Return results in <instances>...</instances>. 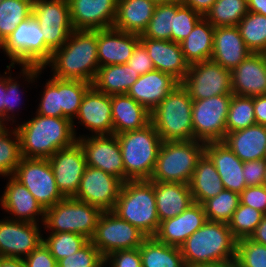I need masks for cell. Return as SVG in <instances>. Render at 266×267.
Instances as JSON below:
<instances>
[{
  "mask_svg": "<svg viewBox=\"0 0 266 267\" xmlns=\"http://www.w3.org/2000/svg\"><path fill=\"white\" fill-rule=\"evenodd\" d=\"M46 65L51 66L56 78L92 84L99 68L97 30H74L65 44L52 52L43 70Z\"/></svg>",
  "mask_w": 266,
  "mask_h": 267,
  "instance_id": "obj_1",
  "label": "cell"
},
{
  "mask_svg": "<svg viewBox=\"0 0 266 267\" xmlns=\"http://www.w3.org/2000/svg\"><path fill=\"white\" fill-rule=\"evenodd\" d=\"M236 249L228 223L209 220L180 246L186 267L234 264Z\"/></svg>",
  "mask_w": 266,
  "mask_h": 267,
  "instance_id": "obj_2",
  "label": "cell"
},
{
  "mask_svg": "<svg viewBox=\"0 0 266 267\" xmlns=\"http://www.w3.org/2000/svg\"><path fill=\"white\" fill-rule=\"evenodd\" d=\"M14 128L19 135L23 158L48 159L58 150L73 145L78 137L75 136L73 122L63 117L35 114V117Z\"/></svg>",
  "mask_w": 266,
  "mask_h": 267,
  "instance_id": "obj_3",
  "label": "cell"
},
{
  "mask_svg": "<svg viewBox=\"0 0 266 267\" xmlns=\"http://www.w3.org/2000/svg\"><path fill=\"white\" fill-rule=\"evenodd\" d=\"M11 60L7 65L9 74L15 64L22 66V76L28 83L35 82L42 73V67L50 60L52 51L45 45L43 32L33 16L21 22L7 40L0 46Z\"/></svg>",
  "mask_w": 266,
  "mask_h": 267,
  "instance_id": "obj_4",
  "label": "cell"
},
{
  "mask_svg": "<svg viewBox=\"0 0 266 267\" xmlns=\"http://www.w3.org/2000/svg\"><path fill=\"white\" fill-rule=\"evenodd\" d=\"M112 212L146 237H154L160 224L154 185L149 180L124 182Z\"/></svg>",
  "mask_w": 266,
  "mask_h": 267,
  "instance_id": "obj_5",
  "label": "cell"
},
{
  "mask_svg": "<svg viewBox=\"0 0 266 267\" xmlns=\"http://www.w3.org/2000/svg\"><path fill=\"white\" fill-rule=\"evenodd\" d=\"M125 169V182L149 180L162 140L152 123L140 130L117 134Z\"/></svg>",
  "mask_w": 266,
  "mask_h": 267,
  "instance_id": "obj_6",
  "label": "cell"
},
{
  "mask_svg": "<svg viewBox=\"0 0 266 267\" xmlns=\"http://www.w3.org/2000/svg\"><path fill=\"white\" fill-rule=\"evenodd\" d=\"M192 102L188 91L179 84L150 112L151 123L163 142L195 140Z\"/></svg>",
  "mask_w": 266,
  "mask_h": 267,
  "instance_id": "obj_7",
  "label": "cell"
},
{
  "mask_svg": "<svg viewBox=\"0 0 266 267\" xmlns=\"http://www.w3.org/2000/svg\"><path fill=\"white\" fill-rule=\"evenodd\" d=\"M204 147L197 140L162 142L149 181L189 184Z\"/></svg>",
  "mask_w": 266,
  "mask_h": 267,
  "instance_id": "obj_8",
  "label": "cell"
},
{
  "mask_svg": "<svg viewBox=\"0 0 266 267\" xmlns=\"http://www.w3.org/2000/svg\"><path fill=\"white\" fill-rule=\"evenodd\" d=\"M102 210L74 197H64L45 209L43 228L49 233L73 232L88 240L94 236Z\"/></svg>",
  "mask_w": 266,
  "mask_h": 267,
  "instance_id": "obj_9",
  "label": "cell"
},
{
  "mask_svg": "<svg viewBox=\"0 0 266 267\" xmlns=\"http://www.w3.org/2000/svg\"><path fill=\"white\" fill-rule=\"evenodd\" d=\"M232 94H222L192 102L194 138L203 143L223 141Z\"/></svg>",
  "mask_w": 266,
  "mask_h": 267,
  "instance_id": "obj_10",
  "label": "cell"
},
{
  "mask_svg": "<svg viewBox=\"0 0 266 267\" xmlns=\"http://www.w3.org/2000/svg\"><path fill=\"white\" fill-rule=\"evenodd\" d=\"M13 177L30 191L44 210L64 198L57 188L54 172L47 158L22 157Z\"/></svg>",
  "mask_w": 266,
  "mask_h": 267,
  "instance_id": "obj_11",
  "label": "cell"
},
{
  "mask_svg": "<svg viewBox=\"0 0 266 267\" xmlns=\"http://www.w3.org/2000/svg\"><path fill=\"white\" fill-rule=\"evenodd\" d=\"M146 236L112 211H103L91 242L103 258L117 250L139 248Z\"/></svg>",
  "mask_w": 266,
  "mask_h": 267,
  "instance_id": "obj_12",
  "label": "cell"
},
{
  "mask_svg": "<svg viewBox=\"0 0 266 267\" xmlns=\"http://www.w3.org/2000/svg\"><path fill=\"white\" fill-rule=\"evenodd\" d=\"M32 16L52 52L61 48L74 31L68 0H33Z\"/></svg>",
  "mask_w": 266,
  "mask_h": 267,
  "instance_id": "obj_13",
  "label": "cell"
},
{
  "mask_svg": "<svg viewBox=\"0 0 266 267\" xmlns=\"http://www.w3.org/2000/svg\"><path fill=\"white\" fill-rule=\"evenodd\" d=\"M181 84L193 100H203L222 94H233L231 70L212 60L191 64Z\"/></svg>",
  "mask_w": 266,
  "mask_h": 267,
  "instance_id": "obj_14",
  "label": "cell"
},
{
  "mask_svg": "<svg viewBox=\"0 0 266 267\" xmlns=\"http://www.w3.org/2000/svg\"><path fill=\"white\" fill-rule=\"evenodd\" d=\"M123 183L112 174L86 166L77 193L73 197L102 211H112Z\"/></svg>",
  "mask_w": 266,
  "mask_h": 267,
  "instance_id": "obj_15",
  "label": "cell"
},
{
  "mask_svg": "<svg viewBox=\"0 0 266 267\" xmlns=\"http://www.w3.org/2000/svg\"><path fill=\"white\" fill-rule=\"evenodd\" d=\"M84 150L86 165L98 168L125 182V169L116 135L77 137Z\"/></svg>",
  "mask_w": 266,
  "mask_h": 267,
  "instance_id": "obj_16",
  "label": "cell"
},
{
  "mask_svg": "<svg viewBox=\"0 0 266 267\" xmlns=\"http://www.w3.org/2000/svg\"><path fill=\"white\" fill-rule=\"evenodd\" d=\"M2 220V221H1ZM0 220V257L24 259L43 241L39 224Z\"/></svg>",
  "mask_w": 266,
  "mask_h": 267,
  "instance_id": "obj_17",
  "label": "cell"
},
{
  "mask_svg": "<svg viewBox=\"0 0 266 267\" xmlns=\"http://www.w3.org/2000/svg\"><path fill=\"white\" fill-rule=\"evenodd\" d=\"M58 190L64 197H73L86 168V158L80 143L58 150L48 158Z\"/></svg>",
  "mask_w": 266,
  "mask_h": 267,
  "instance_id": "obj_18",
  "label": "cell"
},
{
  "mask_svg": "<svg viewBox=\"0 0 266 267\" xmlns=\"http://www.w3.org/2000/svg\"><path fill=\"white\" fill-rule=\"evenodd\" d=\"M118 0H68L74 30L112 28Z\"/></svg>",
  "mask_w": 266,
  "mask_h": 267,
  "instance_id": "obj_19",
  "label": "cell"
},
{
  "mask_svg": "<svg viewBox=\"0 0 266 267\" xmlns=\"http://www.w3.org/2000/svg\"><path fill=\"white\" fill-rule=\"evenodd\" d=\"M75 119L94 136L113 135L111 95L99 92L91 86L82 98Z\"/></svg>",
  "mask_w": 266,
  "mask_h": 267,
  "instance_id": "obj_20",
  "label": "cell"
},
{
  "mask_svg": "<svg viewBox=\"0 0 266 267\" xmlns=\"http://www.w3.org/2000/svg\"><path fill=\"white\" fill-rule=\"evenodd\" d=\"M232 92L239 96L266 95V54L251 53L231 70Z\"/></svg>",
  "mask_w": 266,
  "mask_h": 267,
  "instance_id": "obj_21",
  "label": "cell"
},
{
  "mask_svg": "<svg viewBox=\"0 0 266 267\" xmlns=\"http://www.w3.org/2000/svg\"><path fill=\"white\" fill-rule=\"evenodd\" d=\"M206 221L203 205L194 202L180 215L161 221L154 237L164 244L180 247Z\"/></svg>",
  "mask_w": 266,
  "mask_h": 267,
  "instance_id": "obj_22",
  "label": "cell"
},
{
  "mask_svg": "<svg viewBox=\"0 0 266 267\" xmlns=\"http://www.w3.org/2000/svg\"><path fill=\"white\" fill-rule=\"evenodd\" d=\"M6 178L9 180L0 198V204L2 209L13 216L9 215V219L39 224L37 222H39L40 215L42 216L40 220L43 223L45 210L35 197L13 176Z\"/></svg>",
  "mask_w": 266,
  "mask_h": 267,
  "instance_id": "obj_23",
  "label": "cell"
},
{
  "mask_svg": "<svg viewBox=\"0 0 266 267\" xmlns=\"http://www.w3.org/2000/svg\"><path fill=\"white\" fill-rule=\"evenodd\" d=\"M140 42V35L115 28L97 30V55L99 67L127 64L133 49Z\"/></svg>",
  "mask_w": 266,
  "mask_h": 267,
  "instance_id": "obj_24",
  "label": "cell"
},
{
  "mask_svg": "<svg viewBox=\"0 0 266 267\" xmlns=\"http://www.w3.org/2000/svg\"><path fill=\"white\" fill-rule=\"evenodd\" d=\"M204 153L213 162L224 189L240 194L247 186L243 166L234 152L223 141L205 143Z\"/></svg>",
  "mask_w": 266,
  "mask_h": 267,
  "instance_id": "obj_25",
  "label": "cell"
},
{
  "mask_svg": "<svg viewBox=\"0 0 266 267\" xmlns=\"http://www.w3.org/2000/svg\"><path fill=\"white\" fill-rule=\"evenodd\" d=\"M179 84L172 75L155 69L139 76L127 94L151 112Z\"/></svg>",
  "mask_w": 266,
  "mask_h": 267,
  "instance_id": "obj_26",
  "label": "cell"
},
{
  "mask_svg": "<svg viewBox=\"0 0 266 267\" xmlns=\"http://www.w3.org/2000/svg\"><path fill=\"white\" fill-rule=\"evenodd\" d=\"M156 70L172 75L180 83L184 80L190 64L185 60L180 43L170 40L140 38Z\"/></svg>",
  "mask_w": 266,
  "mask_h": 267,
  "instance_id": "obj_27",
  "label": "cell"
},
{
  "mask_svg": "<svg viewBox=\"0 0 266 267\" xmlns=\"http://www.w3.org/2000/svg\"><path fill=\"white\" fill-rule=\"evenodd\" d=\"M251 53L237 26L214 27L213 54L210 60L232 70Z\"/></svg>",
  "mask_w": 266,
  "mask_h": 267,
  "instance_id": "obj_28",
  "label": "cell"
},
{
  "mask_svg": "<svg viewBox=\"0 0 266 267\" xmlns=\"http://www.w3.org/2000/svg\"><path fill=\"white\" fill-rule=\"evenodd\" d=\"M113 134L140 130L151 123V113L128 94L111 95Z\"/></svg>",
  "mask_w": 266,
  "mask_h": 267,
  "instance_id": "obj_29",
  "label": "cell"
},
{
  "mask_svg": "<svg viewBox=\"0 0 266 267\" xmlns=\"http://www.w3.org/2000/svg\"><path fill=\"white\" fill-rule=\"evenodd\" d=\"M155 202L159 221L180 215L194 203L189 184L177 182H154Z\"/></svg>",
  "mask_w": 266,
  "mask_h": 267,
  "instance_id": "obj_30",
  "label": "cell"
},
{
  "mask_svg": "<svg viewBox=\"0 0 266 267\" xmlns=\"http://www.w3.org/2000/svg\"><path fill=\"white\" fill-rule=\"evenodd\" d=\"M224 143L243 162L264 159L266 155V126L255 124L226 134Z\"/></svg>",
  "mask_w": 266,
  "mask_h": 267,
  "instance_id": "obj_31",
  "label": "cell"
},
{
  "mask_svg": "<svg viewBox=\"0 0 266 267\" xmlns=\"http://www.w3.org/2000/svg\"><path fill=\"white\" fill-rule=\"evenodd\" d=\"M156 3L151 0H118L113 28L142 35L150 22Z\"/></svg>",
  "mask_w": 266,
  "mask_h": 267,
  "instance_id": "obj_32",
  "label": "cell"
},
{
  "mask_svg": "<svg viewBox=\"0 0 266 267\" xmlns=\"http://www.w3.org/2000/svg\"><path fill=\"white\" fill-rule=\"evenodd\" d=\"M194 202L203 204L224 190L222 180L213 162L203 153L198 159L194 173L189 182Z\"/></svg>",
  "mask_w": 266,
  "mask_h": 267,
  "instance_id": "obj_33",
  "label": "cell"
},
{
  "mask_svg": "<svg viewBox=\"0 0 266 267\" xmlns=\"http://www.w3.org/2000/svg\"><path fill=\"white\" fill-rule=\"evenodd\" d=\"M214 26L202 17L191 33L180 42L185 60L191 65L208 61L213 54Z\"/></svg>",
  "mask_w": 266,
  "mask_h": 267,
  "instance_id": "obj_34",
  "label": "cell"
},
{
  "mask_svg": "<svg viewBox=\"0 0 266 267\" xmlns=\"http://www.w3.org/2000/svg\"><path fill=\"white\" fill-rule=\"evenodd\" d=\"M139 76L128 64L102 66L98 68L92 86L107 95L127 94Z\"/></svg>",
  "mask_w": 266,
  "mask_h": 267,
  "instance_id": "obj_35",
  "label": "cell"
},
{
  "mask_svg": "<svg viewBox=\"0 0 266 267\" xmlns=\"http://www.w3.org/2000/svg\"><path fill=\"white\" fill-rule=\"evenodd\" d=\"M139 250L142 267H186L180 247L164 244L155 237H146Z\"/></svg>",
  "mask_w": 266,
  "mask_h": 267,
  "instance_id": "obj_36",
  "label": "cell"
},
{
  "mask_svg": "<svg viewBox=\"0 0 266 267\" xmlns=\"http://www.w3.org/2000/svg\"><path fill=\"white\" fill-rule=\"evenodd\" d=\"M33 0H3L0 3V46L16 27L32 16Z\"/></svg>",
  "mask_w": 266,
  "mask_h": 267,
  "instance_id": "obj_37",
  "label": "cell"
},
{
  "mask_svg": "<svg viewBox=\"0 0 266 267\" xmlns=\"http://www.w3.org/2000/svg\"><path fill=\"white\" fill-rule=\"evenodd\" d=\"M237 27L252 53L266 54V16L248 11Z\"/></svg>",
  "mask_w": 266,
  "mask_h": 267,
  "instance_id": "obj_38",
  "label": "cell"
},
{
  "mask_svg": "<svg viewBox=\"0 0 266 267\" xmlns=\"http://www.w3.org/2000/svg\"><path fill=\"white\" fill-rule=\"evenodd\" d=\"M247 13V0H216L204 17L214 27L237 26Z\"/></svg>",
  "mask_w": 266,
  "mask_h": 267,
  "instance_id": "obj_39",
  "label": "cell"
},
{
  "mask_svg": "<svg viewBox=\"0 0 266 267\" xmlns=\"http://www.w3.org/2000/svg\"><path fill=\"white\" fill-rule=\"evenodd\" d=\"M91 86V83L81 80L59 79V100L63 118H68L73 122L75 136L77 134L74 124L75 117L84 94Z\"/></svg>",
  "mask_w": 266,
  "mask_h": 267,
  "instance_id": "obj_40",
  "label": "cell"
},
{
  "mask_svg": "<svg viewBox=\"0 0 266 267\" xmlns=\"http://www.w3.org/2000/svg\"><path fill=\"white\" fill-rule=\"evenodd\" d=\"M176 12L177 1L156 4L153 16L140 38L171 41V31Z\"/></svg>",
  "mask_w": 266,
  "mask_h": 267,
  "instance_id": "obj_41",
  "label": "cell"
},
{
  "mask_svg": "<svg viewBox=\"0 0 266 267\" xmlns=\"http://www.w3.org/2000/svg\"><path fill=\"white\" fill-rule=\"evenodd\" d=\"M6 126L0 129V175L4 177L13 176L22 158L18 132Z\"/></svg>",
  "mask_w": 266,
  "mask_h": 267,
  "instance_id": "obj_42",
  "label": "cell"
},
{
  "mask_svg": "<svg viewBox=\"0 0 266 267\" xmlns=\"http://www.w3.org/2000/svg\"><path fill=\"white\" fill-rule=\"evenodd\" d=\"M254 96L232 94L226 121V132H234L255 125Z\"/></svg>",
  "mask_w": 266,
  "mask_h": 267,
  "instance_id": "obj_43",
  "label": "cell"
},
{
  "mask_svg": "<svg viewBox=\"0 0 266 267\" xmlns=\"http://www.w3.org/2000/svg\"><path fill=\"white\" fill-rule=\"evenodd\" d=\"M240 204V194L224 189L202 205L207 220L228 223Z\"/></svg>",
  "mask_w": 266,
  "mask_h": 267,
  "instance_id": "obj_44",
  "label": "cell"
},
{
  "mask_svg": "<svg viewBox=\"0 0 266 267\" xmlns=\"http://www.w3.org/2000/svg\"><path fill=\"white\" fill-rule=\"evenodd\" d=\"M88 241L83 235L73 232L50 233L47 238L43 237L44 244L57 262L76 253Z\"/></svg>",
  "mask_w": 266,
  "mask_h": 267,
  "instance_id": "obj_45",
  "label": "cell"
},
{
  "mask_svg": "<svg viewBox=\"0 0 266 267\" xmlns=\"http://www.w3.org/2000/svg\"><path fill=\"white\" fill-rule=\"evenodd\" d=\"M263 216L262 212L240 203L228 222V226L237 241L250 238Z\"/></svg>",
  "mask_w": 266,
  "mask_h": 267,
  "instance_id": "obj_46",
  "label": "cell"
},
{
  "mask_svg": "<svg viewBox=\"0 0 266 267\" xmlns=\"http://www.w3.org/2000/svg\"><path fill=\"white\" fill-rule=\"evenodd\" d=\"M235 267H266V246L250 238L237 241Z\"/></svg>",
  "mask_w": 266,
  "mask_h": 267,
  "instance_id": "obj_47",
  "label": "cell"
},
{
  "mask_svg": "<svg viewBox=\"0 0 266 267\" xmlns=\"http://www.w3.org/2000/svg\"><path fill=\"white\" fill-rule=\"evenodd\" d=\"M202 17L198 12L177 0V12L171 31V41L175 43L182 42Z\"/></svg>",
  "mask_w": 266,
  "mask_h": 267,
  "instance_id": "obj_48",
  "label": "cell"
},
{
  "mask_svg": "<svg viewBox=\"0 0 266 267\" xmlns=\"http://www.w3.org/2000/svg\"><path fill=\"white\" fill-rule=\"evenodd\" d=\"M57 267H106V265L97 247L89 240L76 253L59 260Z\"/></svg>",
  "mask_w": 266,
  "mask_h": 267,
  "instance_id": "obj_49",
  "label": "cell"
},
{
  "mask_svg": "<svg viewBox=\"0 0 266 267\" xmlns=\"http://www.w3.org/2000/svg\"><path fill=\"white\" fill-rule=\"evenodd\" d=\"M36 114L46 117H63L59 100V78L52 76L46 82Z\"/></svg>",
  "mask_w": 266,
  "mask_h": 267,
  "instance_id": "obj_50",
  "label": "cell"
},
{
  "mask_svg": "<svg viewBox=\"0 0 266 267\" xmlns=\"http://www.w3.org/2000/svg\"><path fill=\"white\" fill-rule=\"evenodd\" d=\"M11 73L9 76H6V93H5V104H4V124H7L12 120L14 123L15 118V108L19 107L18 105L21 103L20 93L19 92L20 84L19 81H16V78L11 77ZM11 112V114H9ZM13 114V115H12ZM11 115V116H10ZM7 121V122H6ZM6 122V123H5Z\"/></svg>",
  "mask_w": 266,
  "mask_h": 267,
  "instance_id": "obj_51",
  "label": "cell"
},
{
  "mask_svg": "<svg viewBox=\"0 0 266 267\" xmlns=\"http://www.w3.org/2000/svg\"><path fill=\"white\" fill-rule=\"evenodd\" d=\"M104 259L106 266L110 265L111 267H142L139 248L117 250L110 253Z\"/></svg>",
  "mask_w": 266,
  "mask_h": 267,
  "instance_id": "obj_52",
  "label": "cell"
},
{
  "mask_svg": "<svg viewBox=\"0 0 266 267\" xmlns=\"http://www.w3.org/2000/svg\"><path fill=\"white\" fill-rule=\"evenodd\" d=\"M240 203L266 215V187L263 184L246 187L240 193Z\"/></svg>",
  "mask_w": 266,
  "mask_h": 267,
  "instance_id": "obj_53",
  "label": "cell"
},
{
  "mask_svg": "<svg viewBox=\"0 0 266 267\" xmlns=\"http://www.w3.org/2000/svg\"><path fill=\"white\" fill-rule=\"evenodd\" d=\"M127 64L140 76L155 70L152 59L149 57L145 46L141 42L133 49L132 56Z\"/></svg>",
  "mask_w": 266,
  "mask_h": 267,
  "instance_id": "obj_54",
  "label": "cell"
},
{
  "mask_svg": "<svg viewBox=\"0 0 266 267\" xmlns=\"http://www.w3.org/2000/svg\"><path fill=\"white\" fill-rule=\"evenodd\" d=\"M23 260L26 267H57L56 259L43 241Z\"/></svg>",
  "mask_w": 266,
  "mask_h": 267,
  "instance_id": "obj_55",
  "label": "cell"
},
{
  "mask_svg": "<svg viewBox=\"0 0 266 267\" xmlns=\"http://www.w3.org/2000/svg\"><path fill=\"white\" fill-rule=\"evenodd\" d=\"M266 172V160L257 159L244 162L243 173L247 187L262 185Z\"/></svg>",
  "mask_w": 266,
  "mask_h": 267,
  "instance_id": "obj_56",
  "label": "cell"
},
{
  "mask_svg": "<svg viewBox=\"0 0 266 267\" xmlns=\"http://www.w3.org/2000/svg\"><path fill=\"white\" fill-rule=\"evenodd\" d=\"M256 124L266 126V95L254 96Z\"/></svg>",
  "mask_w": 266,
  "mask_h": 267,
  "instance_id": "obj_57",
  "label": "cell"
},
{
  "mask_svg": "<svg viewBox=\"0 0 266 267\" xmlns=\"http://www.w3.org/2000/svg\"><path fill=\"white\" fill-rule=\"evenodd\" d=\"M216 0H180L182 4L190 7L203 17L210 10Z\"/></svg>",
  "mask_w": 266,
  "mask_h": 267,
  "instance_id": "obj_58",
  "label": "cell"
},
{
  "mask_svg": "<svg viewBox=\"0 0 266 267\" xmlns=\"http://www.w3.org/2000/svg\"><path fill=\"white\" fill-rule=\"evenodd\" d=\"M250 239L266 246V215L262 217Z\"/></svg>",
  "mask_w": 266,
  "mask_h": 267,
  "instance_id": "obj_59",
  "label": "cell"
},
{
  "mask_svg": "<svg viewBox=\"0 0 266 267\" xmlns=\"http://www.w3.org/2000/svg\"><path fill=\"white\" fill-rule=\"evenodd\" d=\"M248 11L266 16V0H247Z\"/></svg>",
  "mask_w": 266,
  "mask_h": 267,
  "instance_id": "obj_60",
  "label": "cell"
},
{
  "mask_svg": "<svg viewBox=\"0 0 266 267\" xmlns=\"http://www.w3.org/2000/svg\"><path fill=\"white\" fill-rule=\"evenodd\" d=\"M6 93V76L0 74V120L4 123V104Z\"/></svg>",
  "mask_w": 266,
  "mask_h": 267,
  "instance_id": "obj_61",
  "label": "cell"
},
{
  "mask_svg": "<svg viewBox=\"0 0 266 267\" xmlns=\"http://www.w3.org/2000/svg\"><path fill=\"white\" fill-rule=\"evenodd\" d=\"M0 267H26L20 258L0 257Z\"/></svg>",
  "mask_w": 266,
  "mask_h": 267,
  "instance_id": "obj_62",
  "label": "cell"
},
{
  "mask_svg": "<svg viewBox=\"0 0 266 267\" xmlns=\"http://www.w3.org/2000/svg\"><path fill=\"white\" fill-rule=\"evenodd\" d=\"M198 267H235V264H223V265H213V266H198Z\"/></svg>",
  "mask_w": 266,
  "mask_h": 267,
  "instance_id": "obj_63",
  "label": "cell"
},
{
  "mask_svg": "<svg viewBox=\"0 0 266 267\" xmlns=\"http://www.w3.org/2000/svg\"><path fill=\"white\" fill-rule=\"evenodd\" d=\"M153 2H155L156 4H162V3H170V2H174L177 0H151Z\"/></svg>",
  "mask_w": 266,
  "mask_h": 267,
  "instance_id": "obj_64",
  "label": "cell"
},
{
  "mask_svg": "<svg viewBox=\"0 0 266 267\" xmlns=\"http://www.w3.org/2000/svg\"><path fill=\"white\" fill-rule=\"evenodd\" d=\"M263 185L266 187V172H265V175H264V178H263Z\"/></svg>",
  "mask_w": 266,
  "mask_h": 267,
  "instance_id": "obj_65",
  "label": "cell"
},
{
  "mask_svg": "<svg viewBox=\"0 0 266 267\" xmlns=\"http://www.w3.org/2000/svg\"><path fill=\"white\" fill-rule=\"evenodd\" d=\"M5 124L0 120V129L4 126Z\"/></svg>",
  "mask_w": 266,
  "mask_h": 267,
  "instance_id": "obj_66",
  "label": "cell"
}]
</instances>
